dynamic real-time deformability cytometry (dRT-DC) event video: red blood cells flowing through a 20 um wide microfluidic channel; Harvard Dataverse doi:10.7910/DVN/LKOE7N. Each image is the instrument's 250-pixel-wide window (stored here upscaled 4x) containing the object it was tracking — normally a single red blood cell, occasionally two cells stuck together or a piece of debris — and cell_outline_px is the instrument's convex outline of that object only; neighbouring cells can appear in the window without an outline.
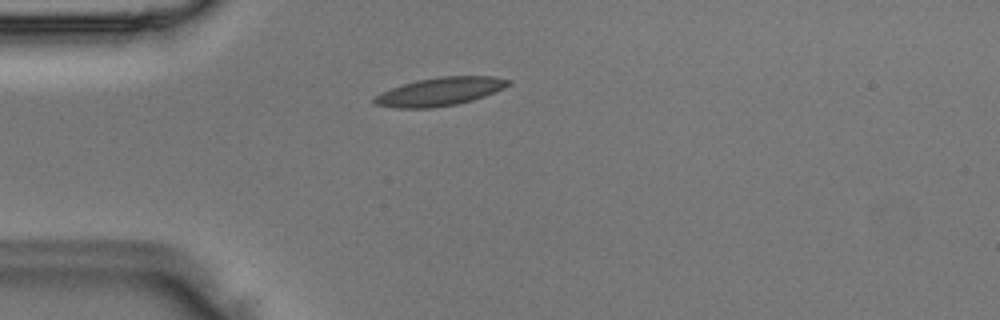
{"species": "Egyptian fruit bat (a non-hibernating species)", "species_latin": "Rousettus aegyptiacus", "temperature_condition": "room temperature", "stored_images_in_passage": 1, "camera_frame_rate_fps": 3000, "um_per_image_px": 0.085, "animal": {"sex": "male"}, "frame": {"image": 1, "passage_image": 1, "time_ms": 0.0, "image_size_px": [1000, 320], "cell_outline_px": [[512, 84], [504, 88], [484, 96], [472, 100], [456, 104], [432, 108], [396, 108], [372, 104], [372, 100], [376, 96], [392, 88], [416, 80], [440, 76], [492, 76], [512, 80]], "centroid_in_image_um": [37.42, 7.78], "position_along_channel_um": 47.6, "area_um2": 22.02}}